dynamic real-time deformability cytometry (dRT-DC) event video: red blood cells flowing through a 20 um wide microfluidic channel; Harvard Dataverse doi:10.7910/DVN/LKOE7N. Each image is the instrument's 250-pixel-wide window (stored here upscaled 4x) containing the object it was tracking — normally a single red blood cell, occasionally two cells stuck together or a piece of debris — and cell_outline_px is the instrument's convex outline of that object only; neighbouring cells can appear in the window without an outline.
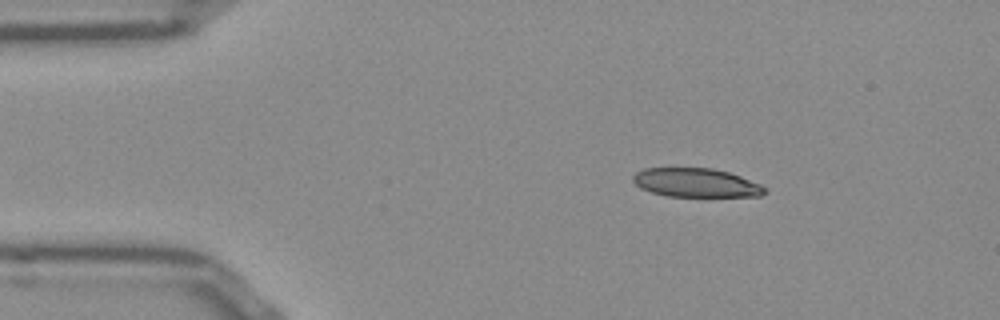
{"species": "Egyptian fruit bat (a non-hibernating species)", "species_latin": "Rousettus aegyptiacus", "temperature_condition": "room temperature", "stored_images_in_passage": 45, "camera_frame_rate_fps": 3000, "um_per_image_px": 0.085, "frame": {"image": 1, "passage_image": 1, "time_ms": 0.0, "image_size_px": [1000, 320], "cell_outline_px": [[768, 192], [760, 196], [668, 196], [652, 192], [640, 188], [632, 180], [632, 176], [636, 172], [644, 168], [712, 168], [728, 172], [740, 176], [760, 184], [768, 188]], "centroid_in_image_um": [59.18, 15.53], "position_along_channel_um": 25.8, "area_um2": 22.14}}
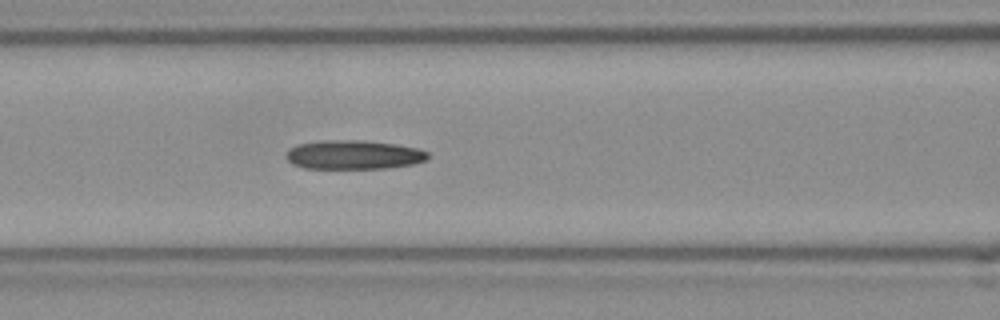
{"frame": {"image": 2, "passage_image": 14, "time_ms": 4.333, "image_size_px": [1000, 320], "cell_outline_px": [[428, 156], [424, 160], [412, 164], [384, 168], [304, 168], [292, 164], [284, 156], [288, 148], [296, 144], [320, 140], [364, 140], [396, 144], [416, 148], [428, 152]], "centroid_in_image_um": [29.98, 13.14], "position_along_channel_um": 136.6, "area_um2": 24.04}}
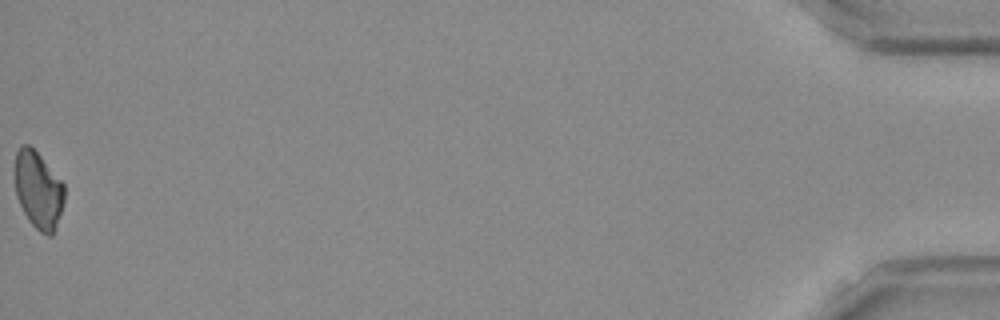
{"frame": {"image": 3, "passage_image": 45, "time_ms": 14.667, "image_size_px": [1000, 320], "cell_outline_px": [[64, 200], [52, 236], [48, 236], [40, 232], [28, 220], [16, 196], [16, 152], [20, 144], [28, 144], [40, 156], [64, 184]], "centroid_in_image_um": [3.25, 16.15], "position_along_channel_um": 432.0, "area_um2": 21.79}}